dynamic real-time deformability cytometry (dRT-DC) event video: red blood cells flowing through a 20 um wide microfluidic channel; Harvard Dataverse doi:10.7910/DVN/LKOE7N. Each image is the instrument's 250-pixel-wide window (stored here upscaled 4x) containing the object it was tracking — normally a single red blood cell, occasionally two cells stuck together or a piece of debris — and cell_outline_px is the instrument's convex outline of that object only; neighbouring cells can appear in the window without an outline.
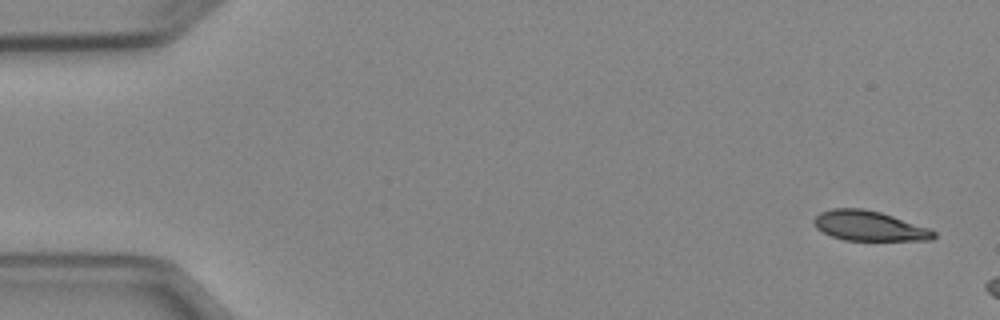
{"species": "Egyptian fruit bat (a non-hibernating species)", "species_latin": "Rousettus aegyptiacus", "temperature_condition": "cold", "stored_images_in_passage": 3, "camera_frame_rate_fps": 3000, "um_per_image_px": 0.085, "animal": {"sex": "female"}, "frame": {"image": 1, "passage_image": 1, "time_ms": 0.0, "image_size_px": [1000, 320], "cell_outline_px": [[936, 236], [932, 240], [844, 240], [832, 236], [816, 228], [812, 220], [820, 212], [832, 208], [864, 208], [880, 212], [928, 228], [936, 232]], "centroid_in_image_um": [73.85, 19.19], "position_along_channel_um": 11.1, "area_um2": 20.75}}